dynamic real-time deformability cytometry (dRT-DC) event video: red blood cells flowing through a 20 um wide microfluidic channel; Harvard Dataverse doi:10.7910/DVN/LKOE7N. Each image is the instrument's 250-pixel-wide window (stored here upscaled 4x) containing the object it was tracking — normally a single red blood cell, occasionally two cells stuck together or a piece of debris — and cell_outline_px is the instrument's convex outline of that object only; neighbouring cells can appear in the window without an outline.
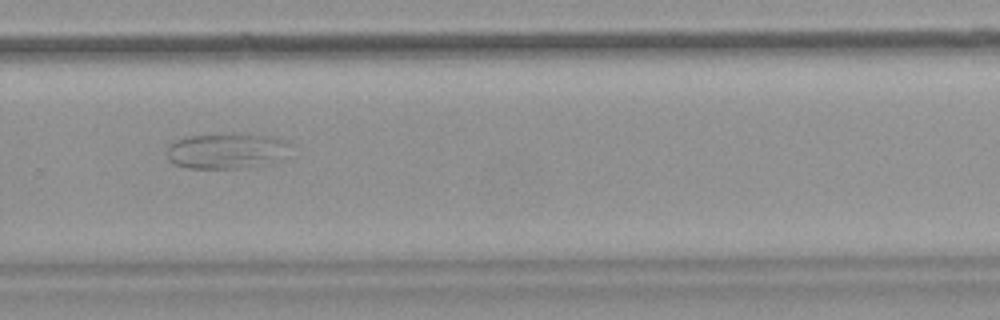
{"species": "common noctule bat (a hibernating species)", "species_latin": "Nyctalus noctula", "temperature_condition": "warm", "stored_images_in_passage": 39, "camera_frame_rate_fps": 3000, "um_per_image_px": 0.085, "animal": {"sex": "female", "body_mass_g": 18.4}, "frame": {"image": 1, "passage_image": 22, "time_ms": 7.0, "image_size_px": [1000, 320], "cell_outline_px": [[292, 144], [272, 156], [236, 168], [188, 168], [176, 164], [168, 156], [168, 148], [176, 140], [188, 136], [224, 132], [248, 132], [276, 136], [292, 140]], "centroid_in_image_um": [19.13, 12.71], "position_along_channel_um": 310.7, "area_um2": 24.62}}
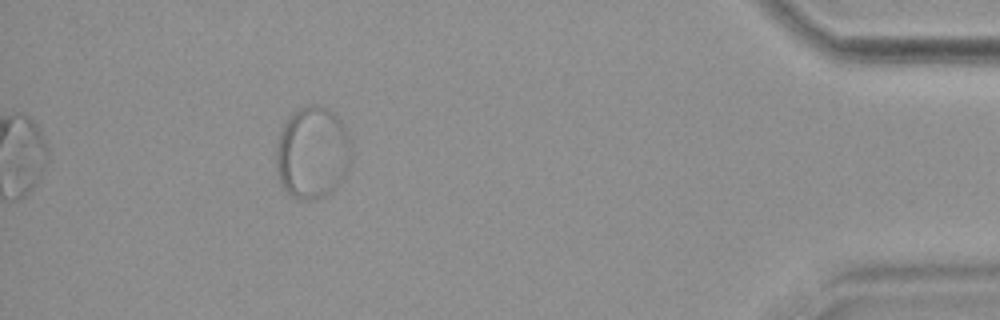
{"frame": {"image": 2, "passage_image": 34, "time_ms": 11.0, "image_size_px": [1000, 320], "cell_outline_px": [[348, 164], [344, 176], [324, 196], [312, 200], [300, 200], [292, 196], [280, 184], [276, 172], [276, 144], [280, 132], [288, 116], [292, 112], [308, 104], [316, 104], [332, 112], [340, 120], [348, 132]], "centroid_in_image_um": [26.48, 12.96], "position_along_channel_um": 408.7, "area_um2": 39.94}}